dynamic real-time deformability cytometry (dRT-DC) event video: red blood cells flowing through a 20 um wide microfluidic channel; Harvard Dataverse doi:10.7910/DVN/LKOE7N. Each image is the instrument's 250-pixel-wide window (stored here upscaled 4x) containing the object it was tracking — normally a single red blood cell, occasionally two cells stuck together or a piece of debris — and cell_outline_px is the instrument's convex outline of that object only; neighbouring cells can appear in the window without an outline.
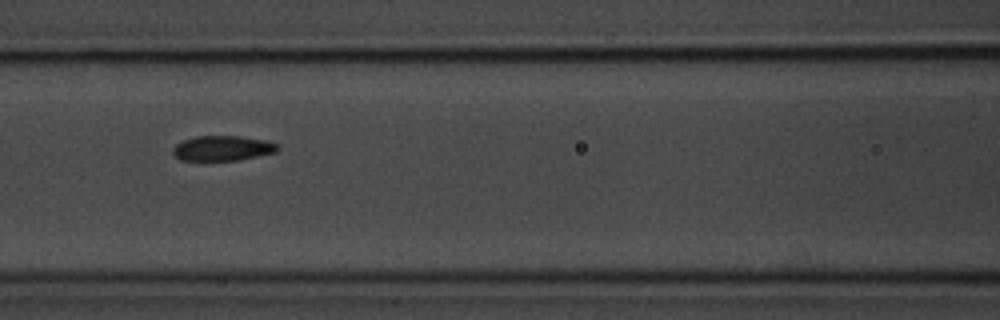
{"species": "common noctule bat (a hibernating species)", "species_latin": "Nyctalus noctula", "temperature_condition": "room temperature", "stored_images_in_passage": 8, "camera_frame_rate_fps": 3000, "um_per_image_px": 0.085, "animal": {"sex": "male", "body_mass_g": 20.1, "forearm_length_mm": 53.5}, "frame": {"image": 1, "passage_image": 3, "time_ms": 2.333, "image_size_px": [1000, 320], "cell_outline_px": [[280, 148], [276, 152], [240, 160], [180, 160], [172, 152], [172, 148], [176, 144], [184, 140], [196, 136], [240, 136], [268, 140], [276, 144]], "centroid_in_image_um": [18.94, 12.59], "position_along_channel_um": 147.7, "area_um2": 15.32}}
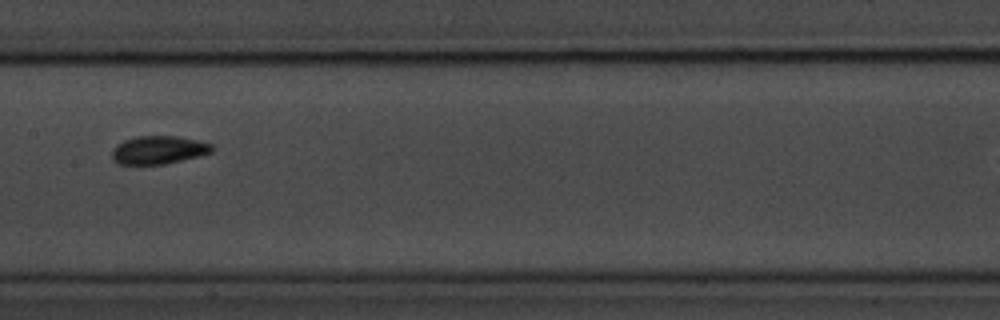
{"frame": {"image": 2, "passage_image": 4, "time_ms": 3.667, "image_size_px": [1000, 320], "cell_outline_px": [[212, 152], [164, 164], [116, 164], [112, 160], [112, 148], [116, 144], [124, 140], [136, 136], [176, 136], [196, 140], [212, 144]], "centroid_in_image_um": [13.4, 12.74], "position_along_channel_um": 194.0, "area_um2": 16.3}}